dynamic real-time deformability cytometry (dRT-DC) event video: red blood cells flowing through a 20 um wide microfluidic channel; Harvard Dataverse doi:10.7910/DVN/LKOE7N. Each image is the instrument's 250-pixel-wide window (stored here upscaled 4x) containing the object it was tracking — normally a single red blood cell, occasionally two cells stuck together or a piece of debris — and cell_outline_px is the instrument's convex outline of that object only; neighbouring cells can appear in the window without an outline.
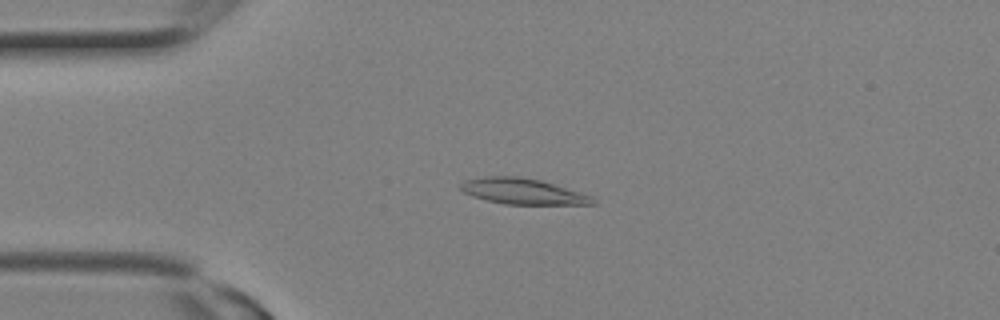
{"species": "Egyptian fruit bat (a non-hibernating species)", "species_latin": "Rousettus aegyptiacus", "temperature_condition": "room temperature", "stored_images_in_passage": 8, "camera_frame_rate_fps": 3000, "um_per_image_px": 0.085, "animal": {"sex": "female"}, "frame": {"image": 1, "passage_image": 5, "time_ms": 1.333, "image_size_px": [1000, 320], "cell_outline_px": [[596, 204], [504, 204], [472, 196], [464, 192], [460, 188], [460, 184], [464, 180], [484, 176], [520, 176], [540, 180], [580, 192], [592, 196], [596, 200]], "centroid_in_image_um": [44.42, 16.26], "position_along_channel_um": 40.6, "area_um2": 19.77}}
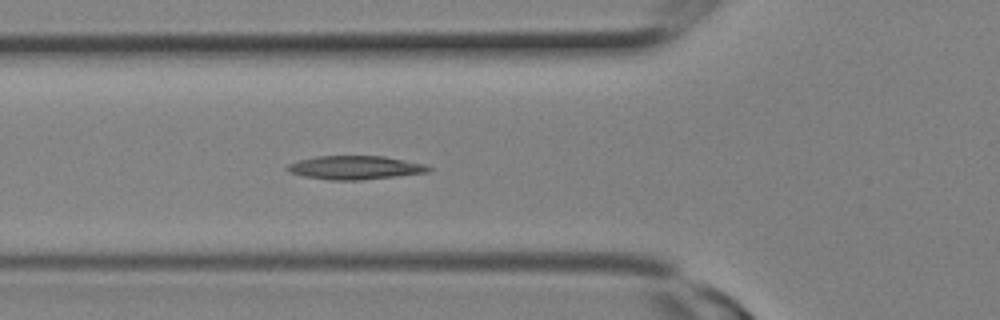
{"frame": {"image": 2, "passage_image": 8, "time_ms": 2.333, "image_size_px": [1000, 320], "cell_outline_px": [[432, 168], [428, 172], [396, 176], [360, 180], [328, 180], [304, 176], [288, 172], [284, 168], [288, 164], [300, 160], [316, 156], [384, 156], [428, 164]], "centroid_in_image_um": [30.19, 14.24], "position_along_channel_um": 95.6, "area_um2": 19.54}}